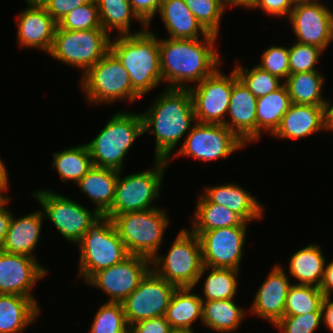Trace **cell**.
I'll list each match as a JSON object with an SVG mask.
<instances>
[{"instance_id":"obj_1","label":"cell","mask_w":333,"mask_h":333,"mask_svg":"<svg viewBox=\"0 0 333 333\" xmlns=\"http://www.w3.org/2000/svg\"><path fill=\"white\" fill-rule=\"evenodd\" d=\"M203 38L159 40L161 74L168 83L166 88L187 89L188 82L198 84L220 67L222 60L214 50L217 35Z\"/></svg>"},{"instance_id":"obj_2","label":"cell","mask_w":333,"mask_h":333,"mask_svg":"<svg viewBox=\"0 0 333 333\" xmlns=\"http://www.w3.org/2000/svg\"><path fill=\"white\" fill-rule=\"evenodd\" d=\"M163 92L141 115L144 133L156 136L155 159L170 162L174 148L196 119L188 88H167Z\"/></svg>"},{"instance_id":"obj_3","label":"cell","mask_w":333,"mask_h":333,"mask_svg":"<svg viewBox=\"0 0 333 333\" xmlns=\"http://www.w3.org/2000/svg\"><path fill=\"white\" fill-rule=\"evenodd\" d=\"M130 35H119L110 41V51L127 70L132 88L140 95L163 81L160 66L159 39L147 28Z\"/></svg>"},{"instance_id":"obj_4","label":"cell","mask_w":333,"mask_h":333,"mask_svg":"<svg viewBox=\"0 0 333 333\" xmlns=\"http://www.w3.org/2000/svg\"><path fill=\"white\" fill-rule=\"evenodd\" d=\"M144 134L141 113L116 112L87 147L93 166L123 171V160L137 137Z\"/></svg>"},{"instance_id":"obj_5","label":"cell","mask_w":333,"mask_h":333,"mask_svg":"<svg viewBox=\"0 0 333 333\" xmlns=\"http://www.w3.org/2000/svg\"><path fill=\"white\" fill-rule=\"evenodd\" d=\"M158 253L151 259V269L177 288H194L204 272L202 249L199 237L191 230L182 229L174 240L169 252Z\"/></svg>"},{"instance_id":"obj_6","label":"cell","mask_w":333,"mask_h":333,"mask_svg":"<svg viewBox=\"0 0 333 333\" xmlns=\"http://www.w3.org/2000/svg\"><path fill=\"white\" fill-rule=\"evenodd\" d=\"M80 250L79 276L87 282L96 272L124 260L129 253L112 218L101 215L77 243Z\"/></svg>"},{"instance_id":"obj_7","label":"cell","mask_w":333,"mask_h":333,"mask_svg":"<svg viewBox=\"0 0 333 333\" xmlns=\"http://www.w3.org/2000/svg\"><path fill=\"white\" fill-rule=\"evenodd\" d=\"M169 221L166 212L158 207L119 214L112 219L127 252L150 260L158 254Z\"/></svg>"},{"instance_id":"obj_8","label":"cell","mask_w":333,"mask_h":333,"mask_svg":"<svg viewBox=\"0 0 333 333\" xmlns=\"http://www.w3.org/2000/svg\"><path fill=\"white\" fill-rule=\"evenodd\" d=\"M81 88L89 103L136 101L141 96L132 88L129 74L119 59L109 51L81 77Z\"/></svg>"},{"instance_id":"obj_9","label":"cell","mask_w":333,"mask_h":333,"mask_svg":"<svg viewBox=\"0 0 333 333\" xmlns=\"http://www.w3.org/2000/svg\"><path fill=\"white\" fill-rule=\"evenodd\" d=\"M111 36L104 29L66 30L58 25L50 56L84 74L110 51Z\"/></svg>"},{"instance_id":"obj_10","label":"cell","mask_w":333,"mask_h":333,"mask_svg":"<svg viewBox=\"0 0 333 333\" xmlns=\"http://www.w3.org/2000/svg\"><path fill=\"white\" fill-rule=\"evenodd\" d=\"M155 165L150 170L129 174L118 181L112 207L105 216L112 219L119 214L150 210L156 208L152 201L159 196L163 174L169 164L168 160L154 159Z\"/></svg>"},{"instance_id":"obj_11","label":"cell","mask_w":333,"mask_h":333,"mask_svg":"<svg viewBox=\"0 0 333 333\" xmlns=\"http://www.w3.org/2000/svg\"><path fill=\"white\" fill-rule=\"evenodd\" d=\"M33 195L44 210V218L52 221L60 234L74 244L81 240L88 227L101 216L95 209L88 210L52 190H38Z\"/></svg>"},{"instance_id":"obj_12","label":"cell","mask_w":333,"mask_h":333,"mask_svg":"<svg viewBox=\"0 0 333 333\" xmlns=\"http://www.w3.org/2000/svg\"><path fill=\"white\" fill-rule=\"evenodd\" d=\"M245 144L225 125L195 122L174 157L187 155L208 162L226 159Z\"/></svg>"},{"instance_id":"obj_13","label":"cell","mask_w":333,"mask_h":333,"mask_svg":"<svg viewBox=\"0 0 333 333\" xmlns=\"http://www.w3.org/2000/svg\"><path fill=\"white\" fill-rule=\"evenodd\" d=\"M177 287L152 269L138 287L122 302L127 324L164 316Z\"/></svg>"},{"instance_id":"obj_14","label":"cell","mask_w":333,"mask_h":333,"mask_svg":"<svg viewBox=\"0 0 333 333\" xmlns=\"http://www.w3.org/2000/svg\"><path fill=\"white\" fill-rule=\"evenodd\" d=\"M151 268L150 259L129 254L121 262L96 272L86 283L107 293V302L122 303Z\"/></svg>"},{"instance_id":"obj_15","label":"cell","mask_w":333,"mask_h":333,"mask_svg":"<svg viewBox=\"0 0 333 333\" xmlns=\"http://www.w3.org/2000/svg\"><path fill=\"white\" fill-rule=\"evenodd\" d=\"M217 69L196 87H188L196 122L224 124L228 112L230 95L233 89V71L230 76Z\"/></svg>"},{"instance_id":"obj_16","label":"cell","mask_w":333,"mask_h":333,"mask_svg":"<svg viewBox=\"0 0 333 333\" xmlns=\"http://www.w3.org/2000/svg\"><path fill=\"white\" fill-rule=\"evenodd\" d=\"M246 230L247 222L244 221L240 226L201 232L198 237L203 265L208 268L239 270Z\"/></svg>"},{"instance_id":"obj_17","label":"cell","mask_w":333,"mask_h":333,"mask_svg":"<svg viewBox=\"0 0 333 333\" xmlns=\"http://www.w3.org/2000/svg\"><path fill=\"white\" fill-rule=\"evenodd\" d=\"M318 0L296 2L289 20L296 42L327 48L333 41V12Z\"/></svg>"},{"instance_id":"obj_18","label":"cell","mask_w":333,"mask_h":333,"mask_svg":"<svg viewBox=\"0 0 333 333\" xmlns=\"http://www.w3.org/2000/svg\"><path fill=\"white\" fill-rule=\"evenodd\" d=\"M35 257L10 254L0 249V294L32 298L34 284L47 275L45 267Z\"/></svg>"},{"instance_id":"obj_19","label":"cell","mask_w":333,"mask_h":333,"mask_svg":"<svg viewBox=\"0 0 333 333\" xmlns=\"http://www.w3.org/2000/svg\"><path fill=\"white\" fill-rule=\"evenodd\" d=\"M28 8L18 16L17 38L21 47H35L46 51L52 48L58 23L42 4L27 2Z\"/></svg>"},{"instance_id":"obj_20","label":"cell","mask_w":333,"mask_h":333,"mask_svg":"<svg viewBox=\"0 0 333 333\" xmlns=\"http://www.w3.org/2000/svg\"><path fill=\"white\" fill-rule=\"evenodd\" d=\"M257 98L248 90L233 70V89L230 95L228 116L223 125L230 129L245 145L256 141Z\"/></svg>"},{"instance_id":"obj_21","label":"cell","mask_w":333,"mask_h":333,"mask_svg":"<svg viewBox=\"0 0 333 333\" xmlns=\"http://www.w3.org/2000/svg\"><path fill=\"white\" fill-rule=\"evenodd\" d=\"M287 276L281 265L273 267L256 292L252 308H250L252 314L266 319L274 326L284 317L286 298L292 285Z\"/></svg>"},{"instance_id":"obj_22","label":"cell","mask_w":333,"mask_h":333,"mask_svg":"<svg viewBox=\"0 0 333 333\" xmlns=\"http://www.w3.org/2000/svg\"><path fill=\"white\" fill-rule=\"evenodd\" d=\"M319 130H324L323 106L292 103L272 136L282 139H300Z\"/></svg>"},{"instance_id":"obj_23","label":"cell","mask_w":333,"mask_h":333,"mask_svg":"<svg viewBox=\"0 0 333 333\" xmlns=\"http://www.w3.org/2000/svg\"><path fill=\"white\" fill-rule=\"evenodd\" d=\"M43 219L45 218L42 211H35L17 219L12 215L5 241L0 249L10 254L34 257L32 253L40 238Z\"/></svg>"},{"instance_id":"obj_24","label":"cell","mask_w":333,"mask_h":333,"mask_svg":"<svg viewBox=\"0 0 333 333\" xmlns=\"http://www.w3.org/2000/svg\"><path fill=\"white\" fill-rule=\"evenodd\" d=\"M204 195L213 203L237 213L245 222L262 218L263 206L248 191L236 184H222L205 189Z\"/></svg>"},{"instance_id":"obj_25","label":"cell","mask_w":333,"mask_h":333,"mask_svg":"<svg viewBox=\"0 0 333 333\" xmlns=\"http://www.w3.org/2000/svg\"><path fill=\"white\" fill-rule=\"evenodd\" d=\"M158 13L165 23L169 38L198 39L201 34L203 37L210 34L197 21L185 0H163Z\"/></svg>"},{"instance_id":"obj_26","label":"cell","mask_w":333,"mask_h":333,"mask_svg":"<svg viewBox=\"0 0 333 333\" xmlns=\"http://www.w3.org/2000/svg\"><path fill=\"white\" fill-rule=\"evenodd\" d=\"M118 176V170L93 166L77 183L100 215H105L112 207Z\"/></svg>"},{"instance_id":"obj_27","label":"cell","mask_w":333,"mask_h":333,"mask_svg":"<svg viewBox=\"0 0 333 333\" xmlns=\"http://www.w3.org/2000/svg\"><path fill=\"white\" fill-rule=\"evenodd\" d=\"M40 309L36 300L14 294H0V333H20L34 323Z\"/></svg>"},{"instance_id":"obj_28","label":"cell","mask_w":333,"mask_h":333,"mask_svg":"<svg viewBox=\"0 0 333 333\" xmlns=\"http://www.w3.org/2000/svg\"><path fill=\"white\" fill-rule=\"evenodd\" d=\"M193 288H177L165 312V319L173 331H193L192 323L199 318L202 322L203 300L193 293Z\"/></svg>"},{"instance_id":"obj_29","label":"cell","mask_w":333,"mask_h":333,"mask_svg":"<svg viewBox=\"0 0 333 333\" xmlns=\"http://www.w3.org/2000/svg\"><path fill=\"white\" fill-rule=\"evenodd\" d=\"M325 257L318 244L299 249L289 259V273L299 282L296 284L320 287L325 270Z\"/></svg>"},{"instance_id":"obj_30","label":"cell","mask_w":333,"mask_h":333,"mask_svg":"<svg viewBox=\"0 0 333 333\" xmlns=\"http://www.w3.org/2000/svg\"><path fill=\"white\" fill-rule=\"evenodd\" d=\"M292 104L286 85L266 96L257 98L256 104V141L261 131L267 130L271 136L278 129L282 117Z\"/></svg>"},{"instance_id":"obj_31","label":"cell","mask_w":333,"mask_h":333,"mask_svg":"<svg viewBox=\"0 0 333 333\" xmlns=\"http://www.w3.org/2000/svg\"><path fill=\"white\" fill-rule=\"evenodd\" d=\"M190 229L197 236L203 231L240 226L244 220L227 207L211 202L204 194L198 197Z\"/></svg>"},{"instance_id":"obj_32","label":"cell","mask_w":333,"mask_h":333,"mask_svg":"<svg viewBox=\"0 0 333 333\" xmlns=\"http://www.w3.org/2000/svg\"><path fill=\"white\" fill-rule=\"evenodd\" d=\"M245 311L233 299L203 301L202 323L217 333L238 329Z\"/></svg>"},{"instance_id":"obj_33","label":"cell","mask_w":333,"mask_h":333,"mask_svg":"<svg viewBox=\"0 0 333 333\" xmlns=\"http://www.w3.org/2000/svg\"><path fill=\"white\" fill-rule=\"evenodd\" d=\"M284 81L293 104L324 106L321 91L325 79L318 71L290 74Z\"/></svg>"},{"instance_id":"obj_34","label":"cell","mask_w":333,"mask_h":333,"mask_svg":"<svg viewBox=\"0 0 333 333\" xmlns=\"http://www.w3.org/2000/svg\"><path fill=\"white\" fill-rule=\"evenodd\" d=\"M52 167L57 169L62 182L71 181L77 184L93 167L87 144L53 153Z\"/></svg>"},{"instance_id":"obj_35","label":"cell","mask_w":333,"mask_h":333,"mask_svg":"<svg viewBox=\"0 0 333 333\" xmlns=\"http://www.w3.org/2000/svg\"><path fill=\"white\" fill-rule=\"evenodd\" d=\"M101 27L108 33L113 28L120 35L135 34L130 32L131 18L139 20L143 28L148 26L133 11L129 0H96Z\"/></svg>"},{"instance_id":"obj_36","label":"cell","mask_w":333,"mask_h":333,"mask_svg":"<svg viewBox=\"0 0 333 333\" xmlns=\"http://www.w3.org/2000/svg\"><path fill=\"white\" fill-rule=\"evenodd\" d=\"M324 295L319 287L292 284L286 298L284 316L321 312Z\"/></svg>"},{"instance_id":"obj_37","label":"cell","mask_w":333,"mask_h":333,"mask_svg":"<svg viewBox=\"0 0 333 333\" xmlns=\"http://www.w3.org/2000/svg\"><path fill=\"white\" fill-rule=\"evenodd\" d=\"M210 273L206 276L204 282V299L203 301L210 300H227L235 297L238 286L239 270L235 269H222V268H208Z\"/></svg>"},{"instance_id":"obj_38","label":"cell","mask_w":333,"mask_h":333,"mask_svg":"<svg viewBox=\"0 0 333 333\" xmlns=\"http://www.w3.org/2000/svg\"><path fill=\"white\" fill-rule=\"evenodd\" d=\"M127 329L122 303L105 302L94 316L90 333H124Z\"/></svg>"},{"instance_id":"obj_39","label":"cell","mask_w":333,"mask_h":333,"mask_svg":"<svg viewBox=\"0 0 333 333\" xmlns=\"http://www.w3.org/2000/svg\"><path fill=\"white\" fill-rule=\"evenodd\" d=\"M234 70L238 78L256 98L266 96L283 85L282 82L280 83L282 80L279 77L262 70L257 65L249 70L248 67L244 68L237 64Z\"/></svg>"},{"instance_id":"obj_40","label":"cell","mask_w":333,"mask_h":333,"mask_svg":"<svg viewBox=\"0 0 333 333\" xmlns=\"http://www.w3.org/2000/svg\"><path fill=\"white\" fill-rule=\"evenodd\" d=\"M185 3L202 27L218 36L220 20L226 8L221 0H185Z\"/></svg>"},{"instance_id":"obj_41","label":"cell","mask_w":333,"mask_h":333,"mask_svg":"<svg viewBox=\"0 0 333 333\" xmlns=\"http://www.w3.org/2000/svg\"><path fill=\"white\" fill-rule=\"evenodd\" d=\"M58 26L66 30H89L103 29L99 19V11L96 0H90L88 3L70 11L60 22Z\"/></svg>"},{"instance_id":"obj_42","label":"cell","mask_w":333,"mask_h":333,"mask_svg":"<svg viewBox=\"0 0 333 333\" xmlns=\"http://www.w3.org/2000/svg\"><path fill=\"white\" fill-rule=\"evenodd\" d=\"M322 52L317 46L295 42L289 47L290 74L318 71L315 65Z\"/></svg>"},{"instance_id":"obj_43","label":"cell","mask_w":333,"mask_h":333,"mask_svg":"<svg viewBox=\"0 0 333 333\" xmlns=\"http://www.w3.org/2000/svg\"><path fill=\"white\" fill-rule=\"evenodd\" d=\"M257 66L281 80H286L290 75L289 48L274 45L268 47L261 55V64Z\"/></svg>"},{"instance_id":"obj_44","label":"cell","mask_w":333,"mask_h":333,"mask_svg":"<svg viewBox=\"0 0 333 333\" xmlns=\"http://www.w3.org/2000/svg\"><path fill=\"white\" fill-rule=\"evenodd\" d=\"M322 321V312L284 316L275 325L280 333H313Z\"/></svg>"},{"instance_id":"obj_45","label":"cell","mask_w":333,"mask_h":333,"mask_svg":"<svg viewBox=\"0 0 333 333\" xmlns=\"http://www.w3.org/2000/svg\"><path fill=\"white\" fill-rule=\"evenodd\" d=\"M90 0H45L42 5L49 15L58 23L70 11L88 3Z\"/></svg>"},{"instance_id":"obj_46","label":"cell","mask_w":333,"mask_h":333,"mask_svg":"<svg viewBox=\"0 0 333 333\" xmlns=\"http://www.w3.org/2000/svg\"><path fill=\"white\" fill-rule=\"evenodd\" d=\"M294 0H253L251 8H261L265 13L275 16H288L294 8Z\"/></svg>"},{"instance_id":"obj_47","label":"cell","mask_w":333,"mask_h":333,"mask_svg":"<svg viewBox=\"0 0 333 333\" xmlns=\"http://www.w3.org/2000/svg\"><path fill=\"white\" fill-rule=\"evenodd\" d=\"M129 328L133 333H172L173 330L164 316L139 321Z\"/></svg>"},{"instance_id":"obj_48","label":"cell","mask_w":333,"mask_h":333,"mask_svg":"<svg viewBox=\"0 0 333 333\" xmlns=\"http://www.w3.org/2000/svg\"><path fill=\"white\" fill-rule=\"evenodd\" d=\"M133 11L149 26L153 17L158 13L163 0H129Z\"/></svg>"},{"instance_id":"obj_49","label":"cell","mask_w":333,"mask_h":333,"mask_svg":"<svg viewBox=\"0 0 333 333\" xmlns=\"http://www.w3.org/2000/svg\"><path fill=\"white\" fill-rule=\"evenodd\" d=\"M10 199V197H7L0 200V248L5 241L10 220L12 218V213L6 208V205L8 204L7 202H9Z\"/></svg>"},{"instance_id":"obj_50","label":"cell","mask_w":333,"mask_h":333,"mask_svg":"<svg viewBox=\"0 0 333 333\" xmlns=\"http://www.w3.org/2000/svg\"><path fill=\"white\" fill-rule=\"evenodd\" d=\"M319 288L324 297H331L333 292V260L325 265L324 277Z\"/></svg>"},{"instance_id":"obj_51","label":"cell","mask_w":333,"mask_h":333,"mask_svg":"<svg viewBox=\"0 0 333 333\" xmlns=\"http://www.w3.org/2000/svg\"><path fill=\"white\" fill-rule=\"evenodd\" d=\"M321 312L323 323L333 332V301L331 297H324Z\"/></svg>"},{"instance_id":"obj_52","label":"cell","mask_w":333,"mask_h":333,"mask_svg":"<svg viewBox=\"0 0 333 333\" xmlns=\"http://www.w3.org/2000/svg\"><path fill=\"white\" fill-rule=\"evenodd\" d=\"M8 172L6 169V166L4 164V162L2 161V159L0 158V198L4 199L7 198L6 195H4L2 192H7L5 190H8Z\"/></svg>"},{"instance_id":"obj_53","label":"cell","mask_w":333,"mask_h":333,"mask_svg":"<svg viewBox=\"0 0 333 333\" xmlns=\"http://www.w3.org/2000/svg\"><path fill=\"white\" fill-rule=\"evenodd\" d=\"M324 130L333 131V105L326 100L323 106Z\"/></svg>"},{"instance_id":"obj_54","label":"cell","mask_w":333,"mask_h":333,"mask_svg":"<svg viewBox=\"0 0 333 333\" xmlns=\"http://www.w3.org/2000/svg\"><path fill=\"white\" fill-rule=\"evenodd\" d=\"M221 1L223 3L224 7H226V9L229 5H233L236 7L243 6L245 8L247 7L249 9H251V6L253 4V0H221Z\"/></svg>"},{"instance_id":"obj_55","label":"cell","mask_w":333,"mask_h":333,"mask_svg":"<svg viewBox=\"0 0 333 333\" xmlns=\"http://www.w3.org/2000/svg\"><path fill=\"white\" fill-rule=\"evenodd\" d=\"M45 0H25V2L35 3V4H42Z\"/></svg>"},{"instance_id":"obj_56","label":"cell","mask_w":333,"mask_h":333,"mask_svg":"<svg viewBox=\"0 0 333 333\" xmlns=\"http://www.w3.org/2000/svg\"><path fill=\"white\" fill-rule=\"evenodd\" d=\"M172 333H195V332L193 330V331H173Z\"/></svg>"},{"instance_id":"obj_57","label":"cell","mask_w":333,"mask_h":333,"mask_svg":"<svg viewBox=\"0 0 333 333\" xmlns=\"http://www.w3.org/2000/svg\"><path fill=\"white\" fill-rule=\"evenodd\" d=\"M295 2H303V1H312V0H294Z\"/></svg>"},{"instance_id":"obj_58","label":"cell","mask_w":333,"mask_h":333,"mask_svg":"<svg viewBox=\"0 0 333 333\" xmlns=\"http://www.w3.org/2000/svg\"><path fill=\"white\" fill-rule=\"evenodd\" d=\"M124 333H133V332H132L131 329L129 328V329H127Z\"/></svg>"}]
</instances>
